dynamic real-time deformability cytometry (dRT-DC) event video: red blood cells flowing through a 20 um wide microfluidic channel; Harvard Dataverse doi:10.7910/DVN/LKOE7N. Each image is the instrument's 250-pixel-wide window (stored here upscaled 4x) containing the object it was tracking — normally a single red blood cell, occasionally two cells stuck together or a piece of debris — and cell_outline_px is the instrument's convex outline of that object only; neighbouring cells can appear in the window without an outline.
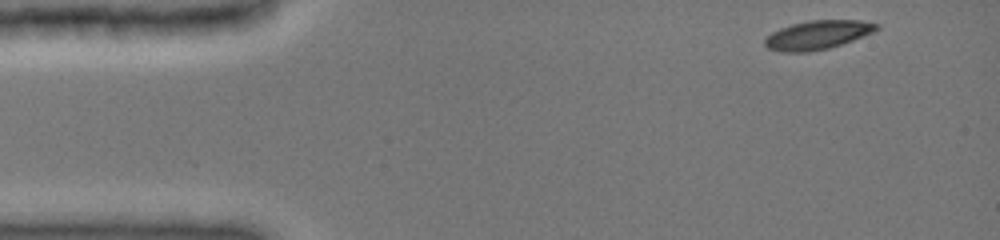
{"species": "common noctule bat (a hibernating species)", "species_latin": "Nyctalus noctula", "temperature_condition": "cold", "stored_images_in_passage": 10, "camera_frame_rate_fps": 3000, "um_per_image_px": 0.085, "animal": {"sex": "female", "body_mass_g": 19.0, "forearm_length_mm": 51.5}, "frame": {"image": 1, "passage_image": 1, "time_ms": 0.0, "image_size_px": [1000, 240], "cell_outline_px": [[880, 28], [872, 32], [852, 40], [828, 48], [808, 52], [780, 52], [768, 48], [764, 44], [764, 40], [772, 32], [780, 28], [792, 24], [808, 20], [860, 20], [880, 24]], "centroid_in_image_um": [69.48, 2.96], "position_along_channel_um": 15.5, "area_um2": 18.67}}
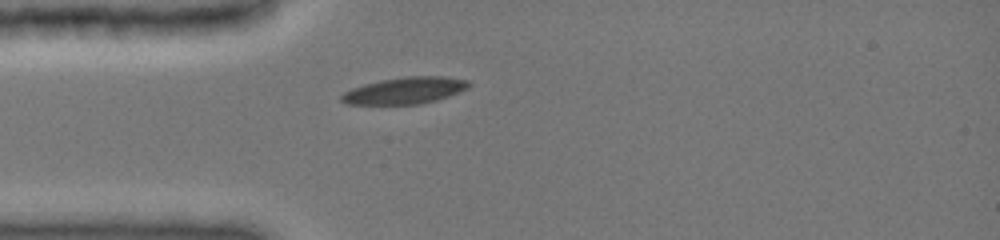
{"frame": {"image": 2, "passage_image": 9, "time_ms": 3.0, "image_size_px": [1000, 240], "cell_outline_px": [[472, 84], [468, 88], [448, 96], [436, 100], [420, 104], [344, 104], [340, 100], [340, 96], [344, 92], [352, 88], [364, 84], [380, 80], [408, 76], [444, 76], [468, 80]], "centroid_in_image_um": [34.41, 7.69], "position_along_channel_um": 50.6, "area_um2": 19.83}}